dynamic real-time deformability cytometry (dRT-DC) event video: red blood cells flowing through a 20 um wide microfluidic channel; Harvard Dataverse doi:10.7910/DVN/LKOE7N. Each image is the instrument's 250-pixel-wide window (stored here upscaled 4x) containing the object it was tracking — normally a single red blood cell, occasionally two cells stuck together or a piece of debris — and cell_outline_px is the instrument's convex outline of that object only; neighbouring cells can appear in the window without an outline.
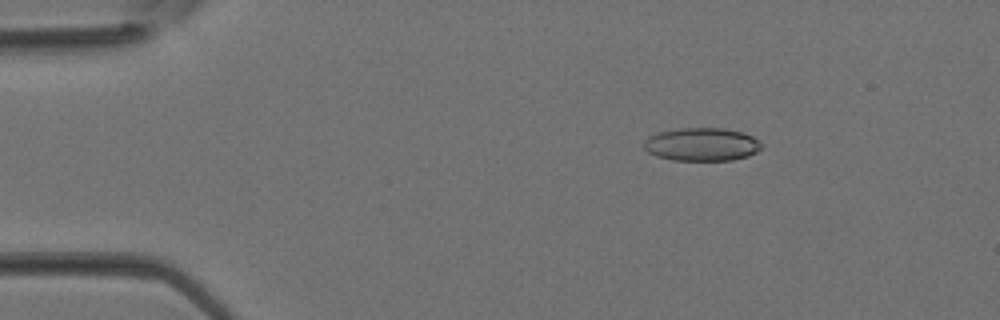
{"species": "Egyptian fruit bat (a non-hibernating species)", "species_latin": "Rousettus aegyptiacus", "temperature_condition": "room temperature", "stored_images_in_passage": 2, "camera_frame_rate_fps": 3000, "um_per_image_px": 0.085, "animal": {"sex": "female"}, "frame": {"image": 1, "passage_image": 1, "time_ms": 0.0, "image_size_px": [1000, 320], "cell_outline_px": [[760, 148], [756, 152], [748, 156], [732, 160], [672, 160], [656, 156], [648, 152], [644, 148], [644, 140], [648, 136], [660, 132], [680, 128], [724, 128], [740, 132], [752, 136], [760, 144]], "centroid_in_image_um": [59.61, 12.27], "position_along_channel_um": 25.4, "area_um2": 22.54}}